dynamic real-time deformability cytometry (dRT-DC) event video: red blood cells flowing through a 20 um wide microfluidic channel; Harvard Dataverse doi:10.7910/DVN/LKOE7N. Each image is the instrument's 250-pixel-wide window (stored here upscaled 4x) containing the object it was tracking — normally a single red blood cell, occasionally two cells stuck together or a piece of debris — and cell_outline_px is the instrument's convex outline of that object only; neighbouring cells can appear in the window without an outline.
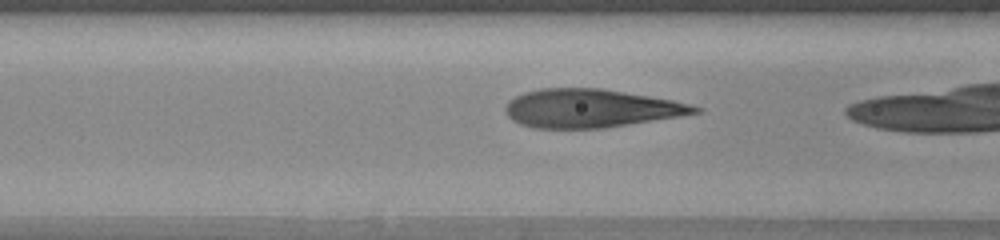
{"species": "human", "species_latin": "Homo sapiens", "temperature_condition": "warm", "stored_images_in_passage": 37, "camera_frame_rate_fps": 3000, "um_per_image_px": 0.085, "donor": {"sex": "female"}, "frame": {"image": 1, "passage_image": 18, "time_ms": 5.667, "image_size_px": [1000, 240], "cell_outline_px": [[704, 112], [680, 116], [604, 128], [532, 128], [520, 124], [512, 120], [504, 112], [504, 108], [508, 100], [524, 92], [540, 88], [600, 88], [672, 100], [704, 108]], "centroid_in_image_um": [50.18, 9.21], "position_along_channel_um": 116.4, "area_um2": 42.43}}
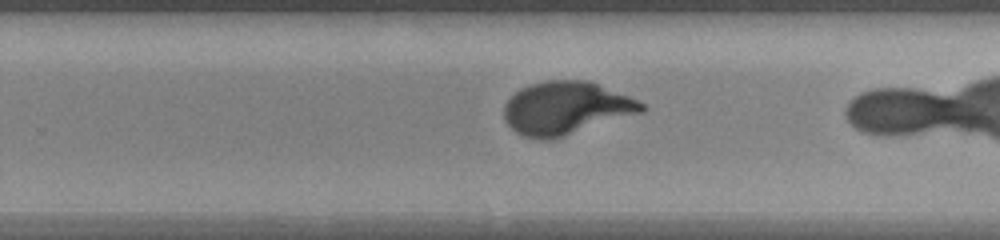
{"frame": {"image": 2, "passage_image": 30, "time_ms": 9.667, "image_size_px": [1000, 240], "cell_outline_px": [[648, 108], [644, 112], [552, 140], [540, 140], [524, 136], [516, 132], [504, 120], [504, 104], [520, 88], [532, 84], [548, 80], [588, 80], [628, 96], [644, 104]], "centroid_in_image_um": [48.11, 9.2], "position_along_channel_um": 281.7, "area_um2": 42.48}}
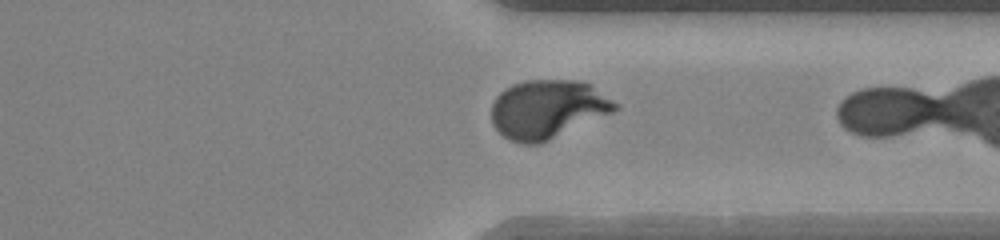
{"frame": {"image": 3, "passage_image": 36, "time_ms": 11.667, "image_size_px": [1000, 240], "cell_outline_px": [[620, 108], [612, 112], [540, 144], [520, 144], [508, 140], [492, 124], [492, 104], [496, 96], [504, 88], [512, 84], [524, 80], [580, 80], [588, 84], [620, 104]], "centroid_in_image_um": [46.52, 9.28], "position_along_channel_um": 364.9, "area_um2": 42.19}}